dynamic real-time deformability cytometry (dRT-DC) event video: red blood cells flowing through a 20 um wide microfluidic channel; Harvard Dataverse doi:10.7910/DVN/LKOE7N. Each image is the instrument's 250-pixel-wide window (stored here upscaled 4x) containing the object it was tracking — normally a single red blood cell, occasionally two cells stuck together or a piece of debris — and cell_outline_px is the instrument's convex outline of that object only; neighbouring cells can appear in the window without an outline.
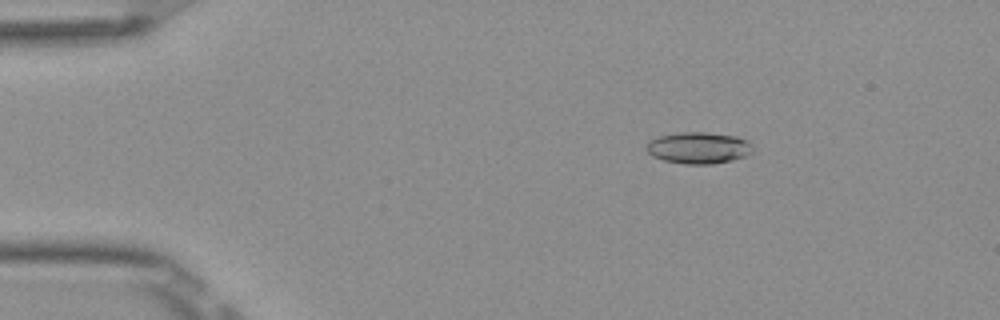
{"species": "Egyptian fruit bat (a non-hibernating species)", "species_latin": "Rousettus aegyptiacus", "temperature_condition": "room temperature", "stored_images_in_passage": 53, "camera_frame_rate_fps": 3000, "um_per_image_px": 0.085, "frame": {"image": 1, "passage_image": 9, "time_ms": 2.667, "image_size_px": [1000, 320], "cell_outline_px": [[752, 152], [744, 156], [732, 160], [712, 164], [684, 164], [664, 160], [652, 156], [644, 148], [648, 140], [660, 136], [680, 132], [708, 132], [736, 136], [748, 140], [752, 144]], "centroid_in_image_um": [59.36, 12.56], "position_along_channel_um": 25.6, "area_um2": 19.71}}
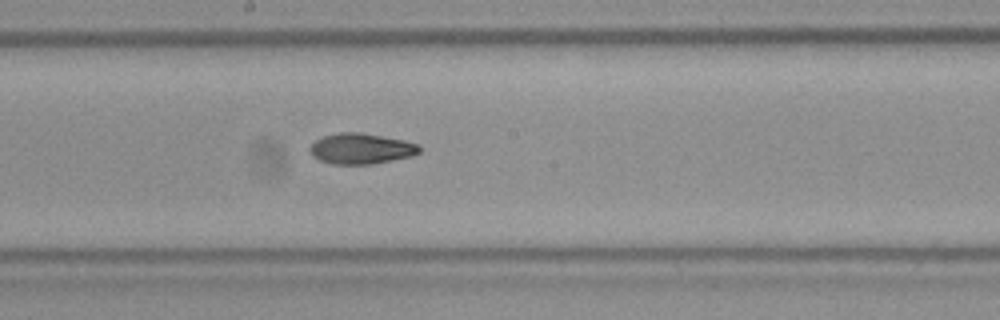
{"frame": {"image": 2, "passage_image": 29, "time_ms": 9.333, "image_size_px": [1000, 320], "cell_outline_px": [[420, 152], [412, 156], [372, 164], [332, 164], [320, 160], [312, 156], [308, 148], [316, 140], [324, 136], [340, 132], [360, 132], [404, 140], [420, 144]], "centroid_in_image_um": [30.7, 12.63], "position_along_channel_um": 217.5, "area_um2": 19.59}}
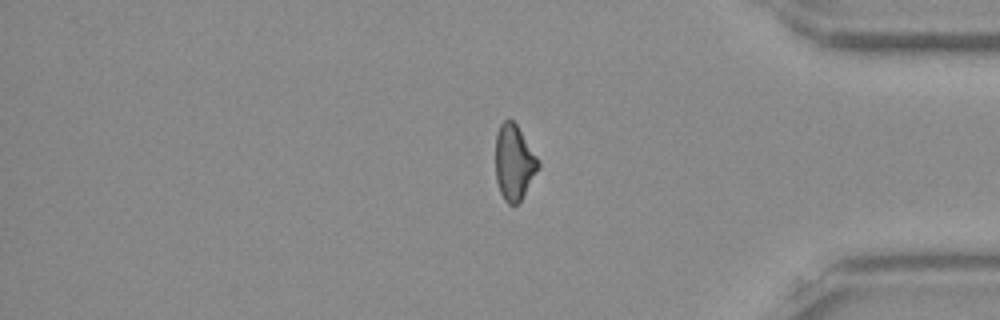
{"frame": {"image": 3, "passage_image": 44, "time_ms": 14.333, "image_size_px": [1000, 320], "cell_outline_px": [[540, 168], [520, 200], [516, 204], [508, 204], [504, 200], [500, 192], [496, 180], [496, 132], [500, 124], [504, 120], [512, 120], [516, 124], [540, 160]], "centroid_in_image_um": [43.7, 13.8], "position_along_channel_um": 391.5, "area_um2": 18.79}, "authors_computed_cell_mechanics": {"area_um2": 19.3052, "velocity_mm_per_s": 3.9151, "shape_relaxation_time_tau1_ms": 8.8094, "shape_relaxation_time_tau2_ms": 5.6197, "deformation_change_tau1": 0.1921, "deformation_change_tau2": 0.1297}}